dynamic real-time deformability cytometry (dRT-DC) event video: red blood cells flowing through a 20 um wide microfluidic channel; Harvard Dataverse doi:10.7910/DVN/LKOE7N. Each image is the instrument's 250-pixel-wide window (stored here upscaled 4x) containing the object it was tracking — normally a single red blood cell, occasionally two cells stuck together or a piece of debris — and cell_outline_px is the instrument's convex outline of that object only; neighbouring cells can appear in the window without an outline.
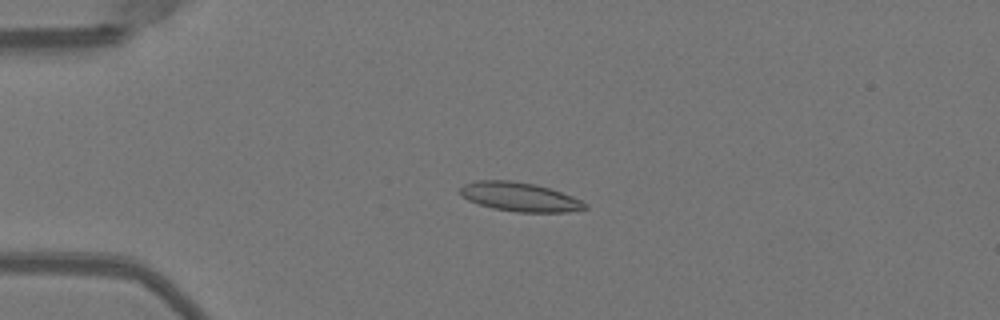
{"species": "Egyptian fruit bat (a non-hibernating species)", "species_latin": "Rousettus aegyptiacus", "temperature_condition": "warm", "stored_images_in_passage": 51, "camera_frame_rate_fps": 3000, "um_per_image_px": 0.085, "animal": {"sex": "female"}, "frame": {"image": 1, "passage_image": 13, "time_ms": 4.0, "image_size_px": [1000, 320], "cell_outline_px": [[588, 208], [568, 212], [516, 212], [492, 208], [468, 200], [460, 196], [460, 188], [464, 184], [476, 180], [512, 180], [536, 184], [572, 196], [588, 204]], "centroid_in_image_um": [44.16, 16.73], "position_along_channel_um": 40.8, "area_um2": 21.15}}
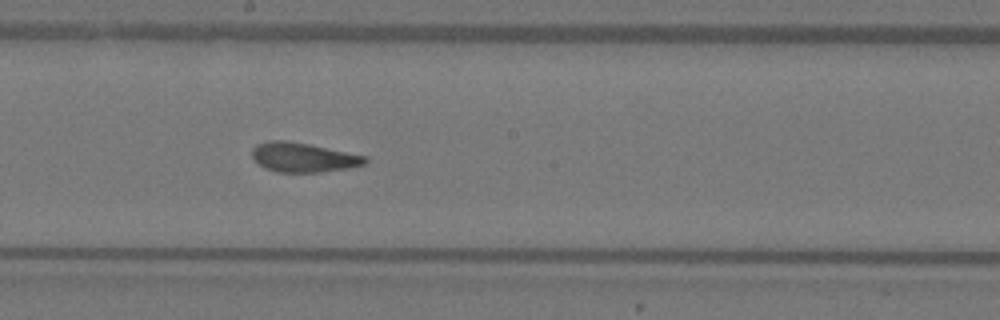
{"frame": {"image": 2, "passage_image": 29, "time_ms": 9.333, "image_size_px": [1000, 320], "cell_outline_px": [[368, 160], [364, 164], [348, 168], [320, 172], [276, 172], [264, 168], [252, 156], [252, 148], [256, 144], [268, 140], [288, 140], [368, 156]], "centroid_in_image_um": [25.77, 13.37], "position_along_channel_um": 222.4, "area_um2": 19.42}}
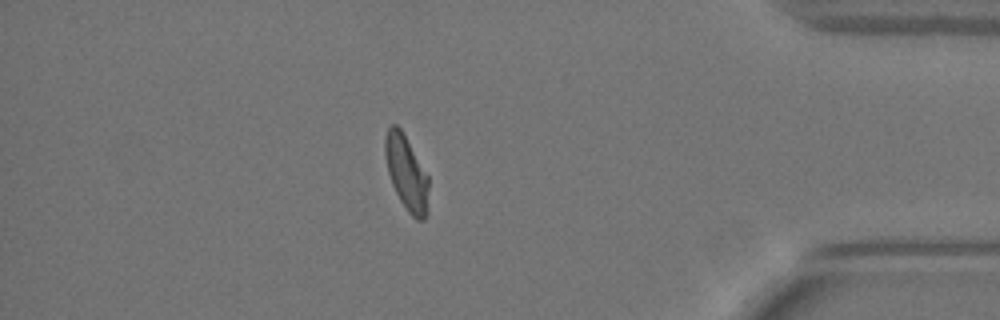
{"frame": {"image": 3, "passage_image": 45, "time_ms": 14.667, "image_size_px": [1000, 320], "cell_outline_px": [[428, 212], [424, 220], [416, 220], [408, 212], [400, 200], [392, 184], [388, 172], [384, 156], [384, 136], [388, 128], [392, 124], [396, 124], [400, 128], [428, 176]], "centroid_in_image_um": [34.54, 14.71], "position_along_channel_um": 400.7, "area_um2": 18.9}, "authors_computed_cell_mechanics": {"area_um2": 19.941, "velocity_mm_per_s": 3.9966, "shape_relaxation_time_tau1_ms": null, "shape_relaxation_time_tau2_ms": 1.5051, "deformation_change_tau1": null, "deformation_change_tau2": 0.0958}}